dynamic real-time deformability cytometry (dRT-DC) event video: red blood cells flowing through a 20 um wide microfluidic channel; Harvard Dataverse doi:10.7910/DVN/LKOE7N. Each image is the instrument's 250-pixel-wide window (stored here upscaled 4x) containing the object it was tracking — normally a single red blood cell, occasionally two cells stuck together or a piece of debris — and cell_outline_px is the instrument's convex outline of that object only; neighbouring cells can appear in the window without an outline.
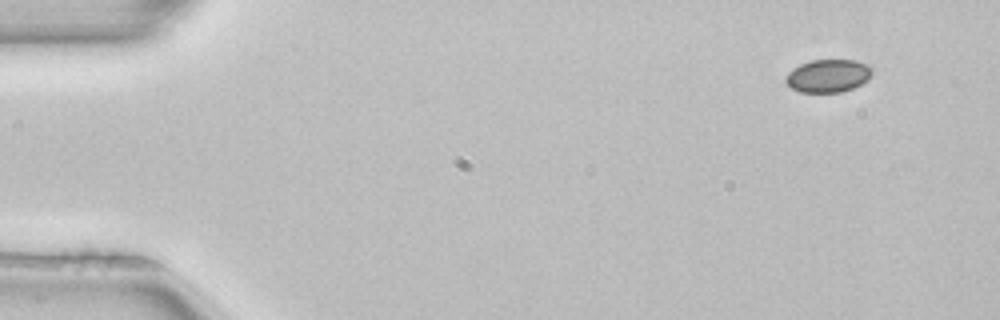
{"species": "common noctule bat (a hibernating species)", "species_latin": "Nyctalus noctula", "temperature_condition": "room temperature", "stored_images_in_passage": 3, "camera_frame_rate_fps": 3000, "um_per_image_px": 0.085, "animal": {"sex": "female", "body_mass_g": 22.7, "forearm_length_mm": 54.2}, "frame": {"image": 1, "passage_image": 1, "time_ms": 0.0, "image_size_px": [1000, 320], "cell_outline_px": [[872, 72], [868, 80], [852, 88], [840, 92], [800, 92], [792, 88], [784, 80], [788, 72], [792, 68], [800, 64], [812, 60], [856, 60], [872, 68]], "centroid_in_image_um": [70.36, 6.44], "position_along_channel_um": 14.6, "area_um2": 16.47}}